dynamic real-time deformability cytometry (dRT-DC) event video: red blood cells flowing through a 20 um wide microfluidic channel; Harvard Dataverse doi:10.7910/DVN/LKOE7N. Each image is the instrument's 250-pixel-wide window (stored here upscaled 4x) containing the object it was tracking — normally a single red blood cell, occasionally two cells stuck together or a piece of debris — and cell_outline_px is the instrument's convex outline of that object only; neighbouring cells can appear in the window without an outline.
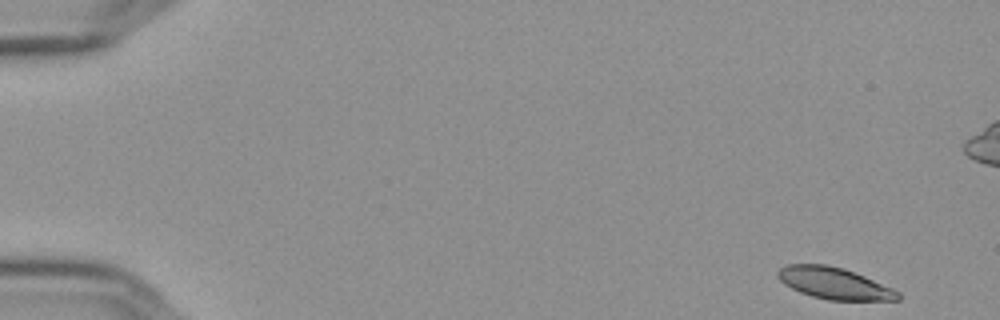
{"species": "Egyptian fruit bat (a non-hibernating species)", "species_latin": "Rousettus aegyptiacus", "temperature_condition": "cold", "stored_images_in_passage": 56, "camera_frame_rate_fps": 3000, "um_per_image_px": 0.085, "frame": {"image": 1, "passage_image": 1, "time_ms": 0.0, "image_size_px": [1000, 320], "cell_outline_px": [[900, 300], [828, 300], [812, 296], [800, 292], [784, 284], [776, 276], [776, 272], [780, 268], [788, 264], [828, 264], [844, 268], [864, 276], [892, 288], [900, 292]], "centroid_in_image_um": [70.89, 24.07], "position_along_channel_um": 14.1, "area_um2": 22.14}}
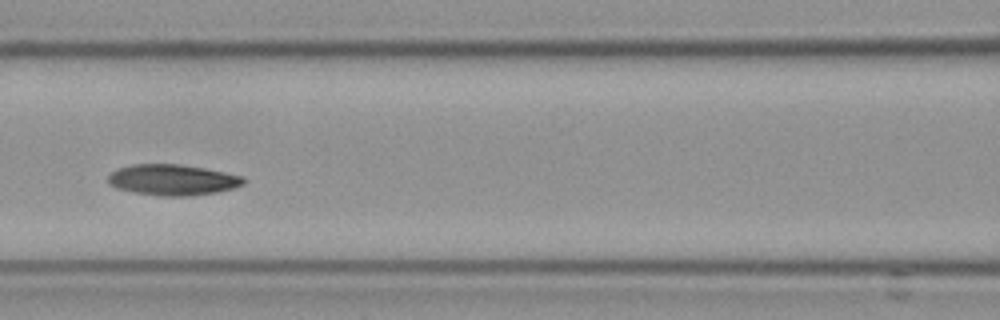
{"frame": {"image": 2, "passage_image": 24, "time_ms": 7.667, "image_size_px": [1000, 320], "cell_outline_px": [[248, 180], [244, 184], [232, 188], [216, 192], [188, 196], [160, 196], [132, 192], [116, 188], [108, 184], [108, 176], [116, 168], [132, 164], [180, 164], [204, 168], [244, 176]], "centroid_in_image_um": [14.66, 15.28], "position_along_channel_um": 151.9, "area_um2": 24.57}}
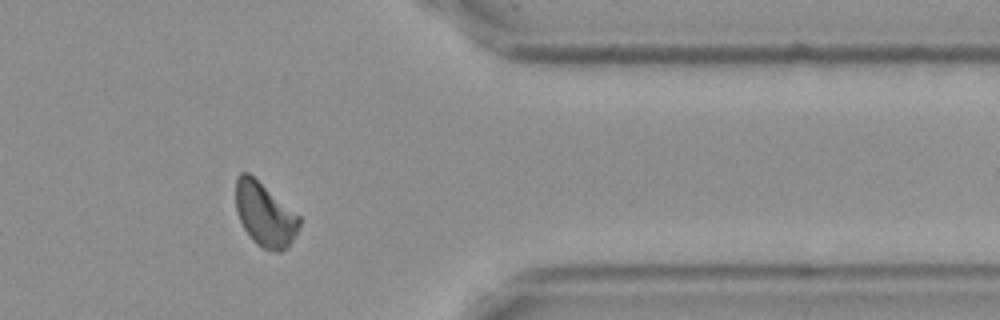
{"frame": {"image": 3, "passage_image": 45, "time_ms": 14.667, "image_size_px": [1000, 320], "cell_outline_px": [[300, 224], [288, 248], [280, 252], [276, 252], [264, 248], [256, 244], [252, 240], [244, 228], [236, 212], [236, 176], [240, 172], [248, 172], [300, 216]], "centroid_in_image_um": [22.49, 18.24], "position_along_channel_um": 388.9, "area_um2": 23.47}, "authors_computed_cell_mechanics": {"area_um2": 23.8425, "velocity_mm_per_s": 3.5815, "shape_relaxation_time_tau1_ms": 4.3716, "shape_relaxation_time_tau2_ms": null, "deformation_change_tau1": 0.11, "deformation_change_tau2": null}}